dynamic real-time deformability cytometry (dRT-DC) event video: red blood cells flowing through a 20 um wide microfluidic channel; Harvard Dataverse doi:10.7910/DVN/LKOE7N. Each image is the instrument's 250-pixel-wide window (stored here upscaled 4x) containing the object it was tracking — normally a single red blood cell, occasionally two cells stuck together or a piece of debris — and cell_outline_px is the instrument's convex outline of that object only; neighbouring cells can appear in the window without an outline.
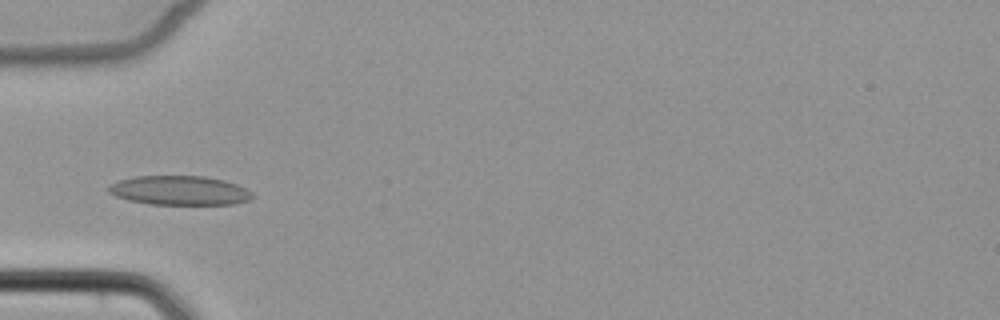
{"species": "common noctule bat (a hibernating species)", "species_latin": "Nyctalus noctula", "temperature_condition": "cold", "stored_images_in_passage": 5, "camera_frame_rate_fps": 3000, "um_per_image_px": 0.085, "animal": {"sex": "female", "body_mass_g": 22.7, "forearm_length_mm": 54.2}, "frame": {"image": 1, "passage_image": 5, "time_ms": 4.667, "image_size_px": [1000, 320], "cell_outline_px": [[256, 196], [248, 200], [232, 204], [148, 204], [128, 200], [116, 196], [108, 192], [108, 188], [112, 184], [120, 180], [136, 176], [204, 176], [224, 180], [236, 184], [252, 192]], "centroid_in_image_um": [15.28, 16.19], "position_along_channel_um": 69.7, "area_um2": 24.39}}